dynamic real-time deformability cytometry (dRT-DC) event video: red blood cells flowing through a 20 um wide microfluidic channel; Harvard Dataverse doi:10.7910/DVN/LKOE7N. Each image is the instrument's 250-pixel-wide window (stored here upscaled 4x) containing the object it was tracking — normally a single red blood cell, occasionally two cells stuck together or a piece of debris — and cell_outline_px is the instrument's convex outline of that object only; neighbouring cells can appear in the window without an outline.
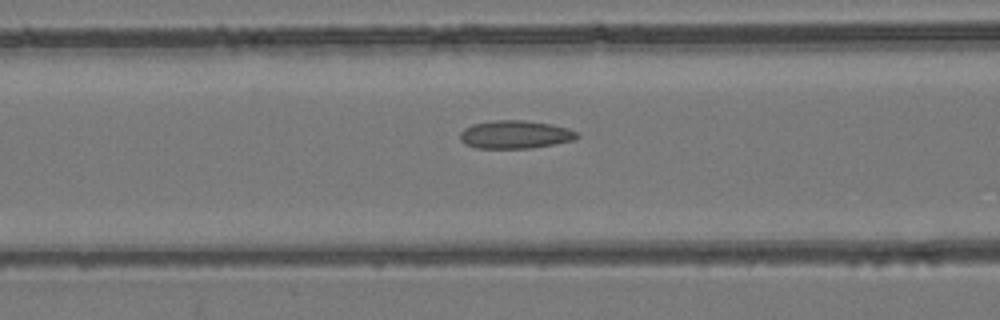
{"species": "common noctule bat (a hibernating species)", "species_latin": "Nyctalus noctula", "temperature_condition": "room temperature", "stored_images_in_passage": 46, "camera_frame_rate_fps": 3000, "um_per_image_px": 0.085, "animal": {"sex": "female", "body_mass_g": 24.6, "forearm_length_mm": 56.2}, "frame": {"image": 1, "passage_image": 15, "time_ms": 4.667, "image_size_px": [1000, 320], "cell_outline_px": [[580, 136], [576, 140], [532, 148], [476, 148], [464, 144], [460, 140], [460, 132], [464, 128], [472, 124], [492, 120], [524, 120], [548, 124], [568, 128], [580, 132]], "centroid_in_image_um": [43.8, 11.44], "position_along_channel_um": 122.8, "area_um2": 19.36}}
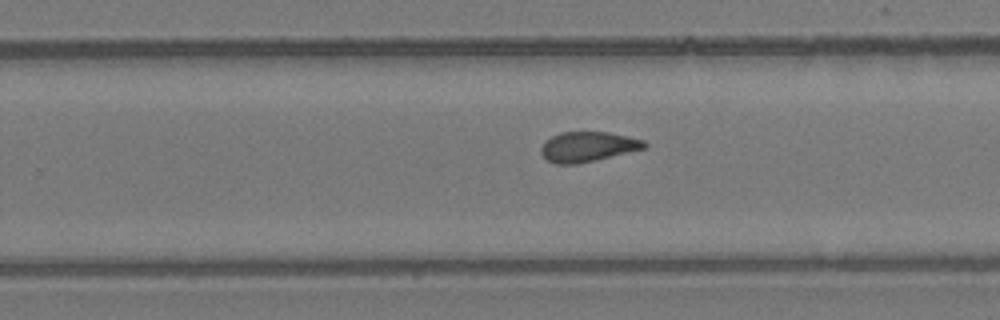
{"frame": {"image": 2, "passage_image": 27, "time_ms": 8.667, "image_size_px": [1000, 320], "cell_outline_px": [[648, 148], [576, 164], [556, 164], [548, 160], [540, 152], [540, 148], [552, 136], [560, 132], [608, 132], [628, 136], [644, 140], [648, 144]], "centroid_in_image_um": [50.01, 12.46], "position_along_channel_um": 279.8, "area_um2": 17.98}}
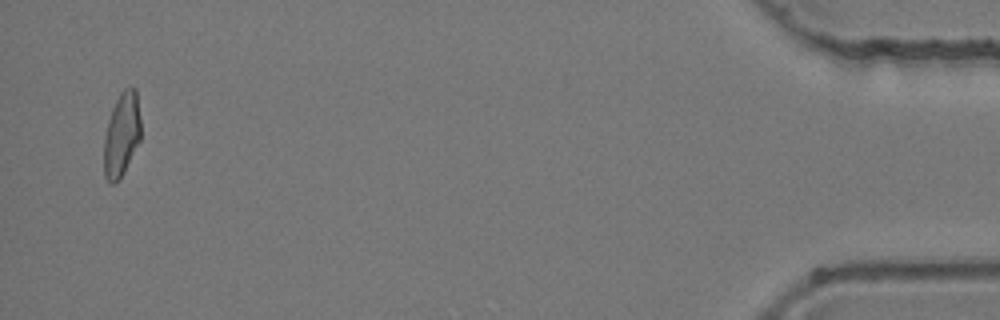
{"frame": {"image": 3, "passage_image": 45, "time_ms": 14.667, "image_size_px": [1000, 320], "cell_outline_px": [[140, 140], [116, 184], [112, 184], [104, 176], [104, 136], [108, 120], [112, 108], [120, 92], [124, 88], [136, 88], [140, 116]], "centroid_in_image_um": [10.33, 11.4], "position_along_channel_um": 424.9, "area_um2": 17.86}, "authors_computed_cell_mechanics": {"area_um2": 18.6694, "velocity_mm_per_s": 3.9385, "shape_relaxation_time_tau1_ms": null, "shape_relaxation_time_tau2_ms": 1.6471, "deformation_change_tau1": null, "deformation_change_tau2": 0.0758}}